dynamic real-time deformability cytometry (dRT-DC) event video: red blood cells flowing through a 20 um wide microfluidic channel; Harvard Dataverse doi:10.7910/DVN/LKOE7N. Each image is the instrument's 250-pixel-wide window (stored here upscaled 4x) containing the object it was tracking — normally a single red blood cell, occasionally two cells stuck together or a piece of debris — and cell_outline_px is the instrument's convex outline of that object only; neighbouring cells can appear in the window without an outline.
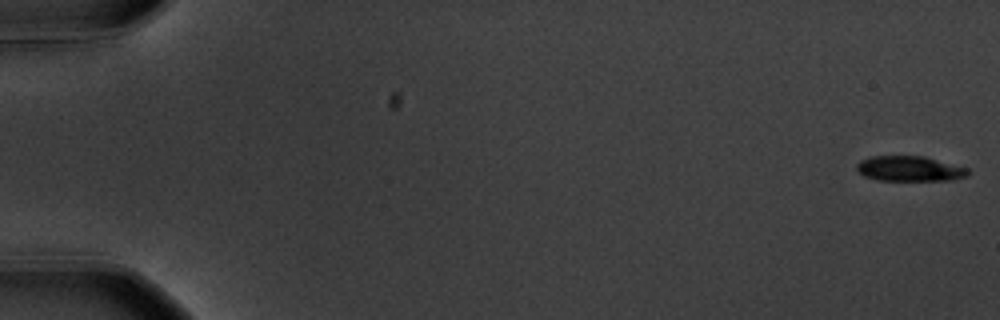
{"species": "common noctule bat (a hibernating species)", "species_latin": "Nyctalus noctula", "temperature_condition": "warm", "stored_images_in_passage": 54, "camera_frame_rate_fps": 3000, "um_per_image_px": 0.085, "animal": {"sex": "male", "body_mass_g": 20.1, "forearm_length_mm": 53.5}, "frame": {"image": 1, "passage_image": 1, "time_ms": 0.0, "image_size_px": [1000, 320], "cell_outline_px": [[972, 172], [968, 176], [952, 180], [876, 180], [864, 176], [856, 168], [856, 164], [860, 160], [872, 156], [924, 156], [968, 168]], "centroid_in_image_um": [77.34, 14.34], "position_along_channel_um": 7.7, "area_um2": 16.42}}
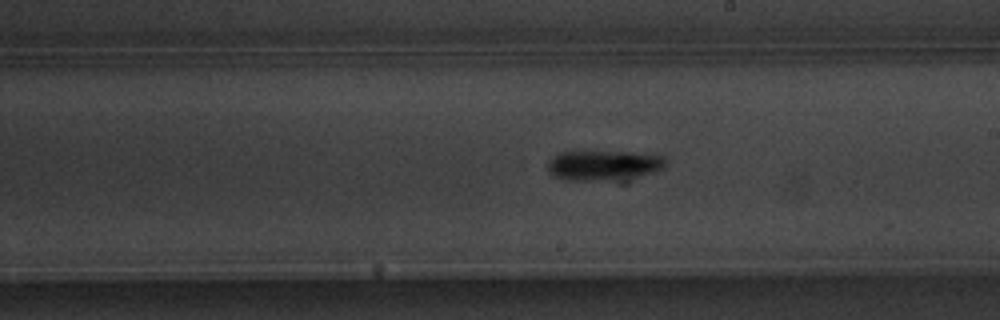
{"frame": {"image": 2, "passage_image": 34, "time_ms": 11.0, "image_size_px": [1000, 320], "cell_outline_px": [[668, 160], [664, 168], [656, 172], [592, 180], [560, 180], [552, 176], [548, 172], [548, 160], [552, 156], [560, 152], [648, 152], [668, 156]], "centroid_in_image_um": [51.31, 14.01], "position_along_channel_um": 237.7, "area_um2": 20.52}}
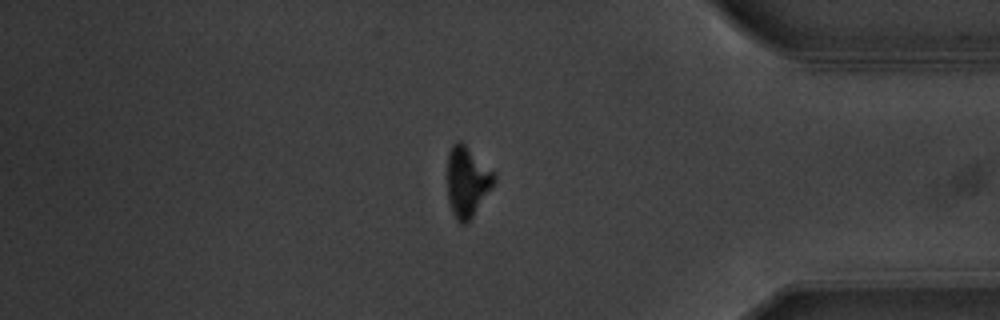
{"frame": {"image": 3, "passage_image": 49, "time_ms": 16.0, "image_size_px": [1000, 320], "cell_outline_px": [[496, 180], [468, 224], [460, 224], [456, 220], [452, 212], [448, 200], [448, 152], [452, 144], [456, 140], [460, 140], [496, 172]], "centroid_in_image_um": [39.72, 15.43], "position_along_channel_um": 395.5, "area_um2": 19.42}}